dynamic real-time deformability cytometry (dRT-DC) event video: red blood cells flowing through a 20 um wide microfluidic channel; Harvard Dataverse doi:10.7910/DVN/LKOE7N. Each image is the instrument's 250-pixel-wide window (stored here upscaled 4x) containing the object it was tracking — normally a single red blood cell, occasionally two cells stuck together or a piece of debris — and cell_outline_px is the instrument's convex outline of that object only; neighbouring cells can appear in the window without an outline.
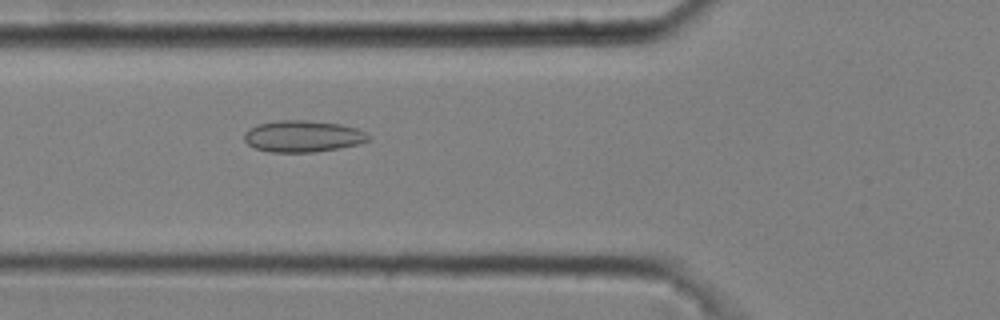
{"species": "common noctule bat (a hibernating species)", "species_latin": "Nyctalus noctula", "temperature_condition": "cold", "stored_images_in_passage": 47, "camera_frame_rate_fps": 3000, "um_per_image_px": 0.085, "animal": {"sex": "male", "body_mass_g": 20.4}, "frame": {"image": 1, "passage_image": 19, "time_ms": 6.0, "image_size_px": [1000, 320], "cell_outline_px": [[372, 136], [368, 140], [356, 144], [316, 152], [268, 152], [256, 148], [248, 144], [244, 140], [244, 132], [248, 128], [256, 124], [280, 120], [308, 120], [340, 124], [356, 128], [368, 132]], "centroid_in_image_um": [25.72, 11.57], "position_along_channel_um": 100.1, "area_um2": 22.95}}
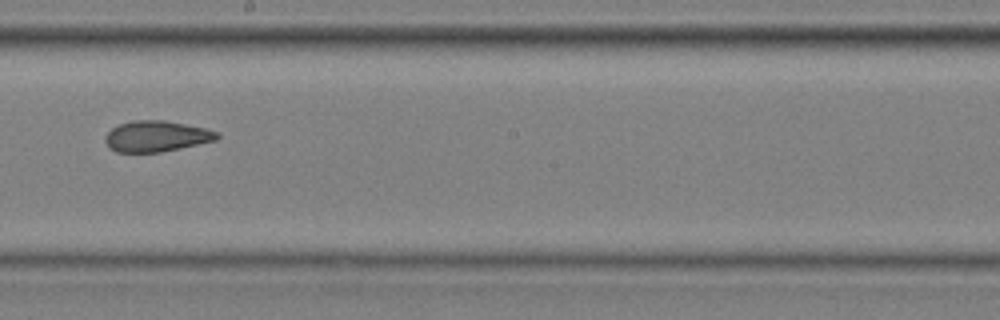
{"frame": {"image": 2, "passage_image": 30, "time_ms": 9.667, "image_size_px": [1000, 320], "cell_outline_px": [[220, 136], [216, 140], [180, 148], [160, 152], [116, 152], [108, 148], [104, 140], [104, 136], [112, 128], [120, 124], [132, 120], [164, 120], [204, 128], [216, 132]], "centroid_in_image_um": [13.24, 11.58], "position_along_channel_um": 235.0, "area_um2": 20.06}}
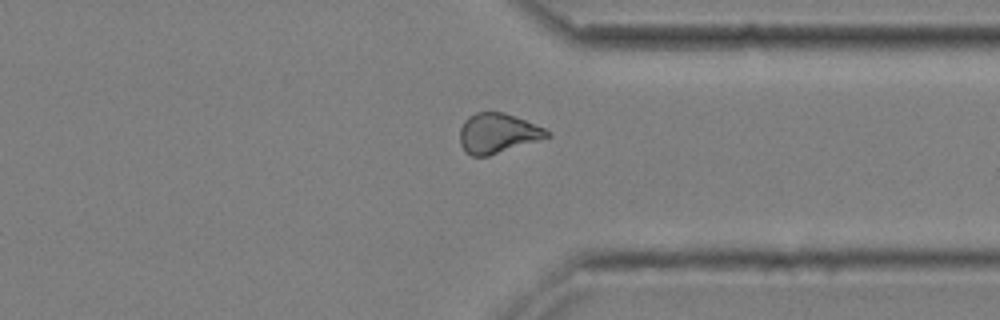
{"frame": {"image": 3, "passage_image": 41, "time_ms": 13.333, "image_size_px": [1000, 320], "cell_outline_px": [[552, 136], [488, 156], [472, 156], [464, 152], [460, 144], [460, 128], [464, 120], [468, 116], [476, 112], [504, 112], [516, 116], [544, 128], [552, 132]], "centroid_in_image_um": [42.29, 11.32], "position_along_channel_um": 369.1, "area_um2": 20.4}, "authors_computed_cell_mechanics": {"area_um2": 20.9236, "velocity_mm_per_s": 3.6765, "shape_relaxation_time_tau1_ms": null, "shape_relaxation_time_tau2_ms": 2.7252, "deformation_change_tau1": null, "deformation_change_tau2": 0.0892}}